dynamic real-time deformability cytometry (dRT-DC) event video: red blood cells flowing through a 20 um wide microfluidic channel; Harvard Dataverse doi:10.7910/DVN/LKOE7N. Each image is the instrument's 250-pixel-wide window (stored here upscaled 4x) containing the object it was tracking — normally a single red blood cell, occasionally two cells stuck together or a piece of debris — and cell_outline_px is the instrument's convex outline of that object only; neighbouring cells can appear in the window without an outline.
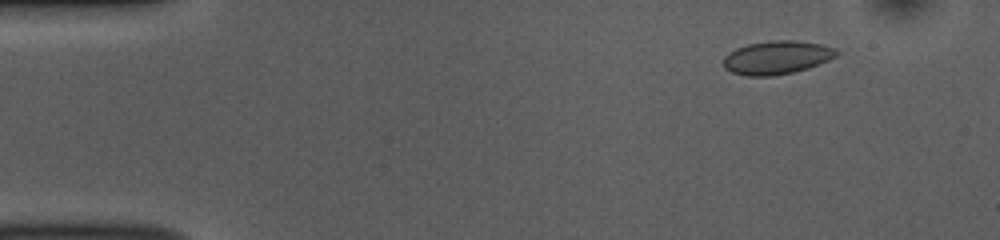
{"species": "common noctule bat (a hibernating species)", "species_latin": "Nyctalus noctula", "temperature_condition": "room temperature", "stored_images_in_passage": 48, "camera_frame_rate_fps": 3000, "um_per_image_px": 0.085, "animal": {"sex": "female", "body_mass_g": 10.0, "forearm_length_mm": 53.1}, "frame": {"image": 1, "passage_image": 2, "time_ms": 0.333, "image_size_px": [1000, 240], "cell_outline_px": [[840, 52], [836, 56], [828, 60], [808, 68], [792, 72], [772, 76], [744, 76], [732, 72], [724, 68], [724, 56], [728, 52], [736, 48], [748, 44], [772, 40], [796, 40], [820, 44], [836, 48]], "centroid_in_image_um": [66.02, 4.88], "position_along_channel_um": 19.0, "area_um2": 22.08}}
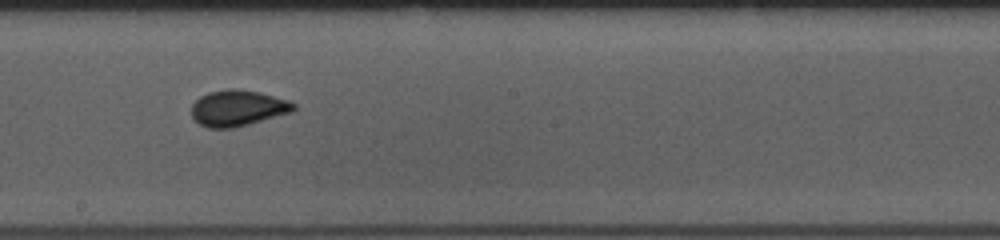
{"frame": {"image": 2, "passage_image": 25, "time_ms": 8.0, "image_size_px": [1000, 240], "cell_outline_px": [[296, 108], [292, 112], [248, 124], [232, 128], [208, 128], [200, 124], [192, 116], [192, 104], [200, 96], [208, 92], [228, 88], [236, 88], [260, 92], [288, 100], [296, 104]], "centroid_in_image_um": [20.21, 9.17], "position_along_channel_um": 228.0, "area_um2": 21.44}}
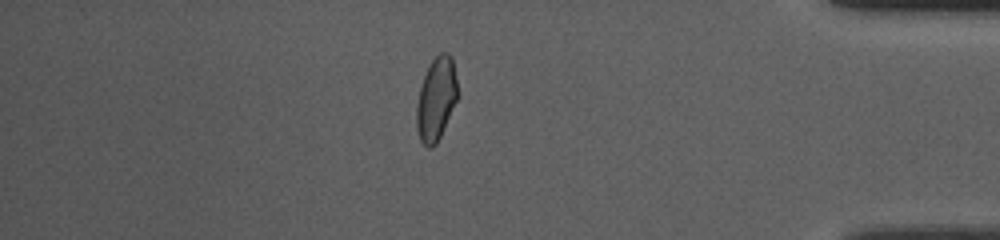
{"frame": {"image": 3, "passage_image": 41, "time_ms": 13.333, "image_size_px": [1000, 240], "cell_outline_px": [[460, 96], [436, 144], [432, 148], [428, 148], [420, 140], [416, 128], [416, 108], [420, 88], [424, 76], [432, 60], [440, 52], [448, 52], [452, 56], [460, 92]], "centroid_in_image_um": [37.12, 8.4], "position_along_channel_um": 398.1, "area_um2": 20.29}, "authors_computed_cell_mechanics": {"area_um2": 20.7791, "velocity_mm_per_s": 3.8432, "shape_relaxation_time_tau1_ms": 5.0382, "shape_relaxation_time_tau2_ms": 0.4148, "deformation_change_tau1": 0.0911, "deformation_change_tau2": 0.0431}}